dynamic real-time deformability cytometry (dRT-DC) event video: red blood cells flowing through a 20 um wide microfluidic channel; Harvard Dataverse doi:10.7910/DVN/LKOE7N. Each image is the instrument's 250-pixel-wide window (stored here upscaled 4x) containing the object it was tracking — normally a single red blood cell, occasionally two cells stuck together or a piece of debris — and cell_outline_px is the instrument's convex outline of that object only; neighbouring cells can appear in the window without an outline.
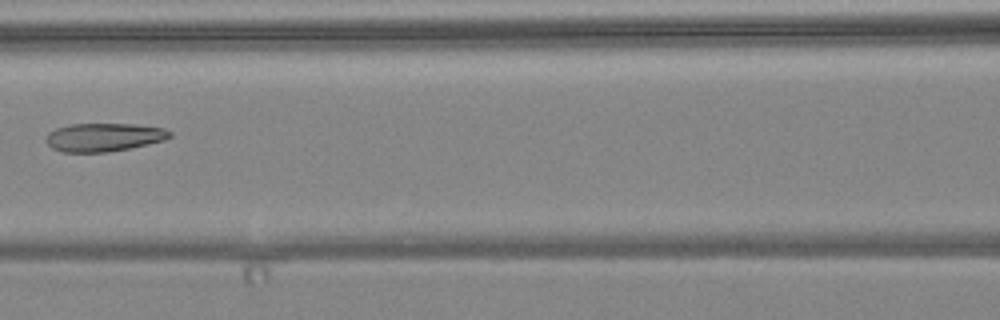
{"species": "common noctule bat (a hibernating species)", "species_latin": "Nyctalus noctula", "temperature_condition": "warm", "stored_images_in_passage": 7, "camera_frame_rate_fps": 3000, "um_per_image_px": 0.085, "animal": {"sex": "female", "body_mass_g": 24.6, "forearm_length_mm": 56.2}, "frame": {"image": 1, "passage_image": 6, "time_ms": 6.0, "image_size_px": [1000, 320], "cell_outline_px": [[172, 136], [164, 140], [148, 144], [108, 152], [64, 152], [52, 148], [44, 140], [48, 132], [56, 128], [68, 124], [136, 124], [164, 128], [172, 132]], "centroid_in_image_um": [8.81, 11.65], "position_along_channel_um": 157.8, "area_um2": 20.52}}
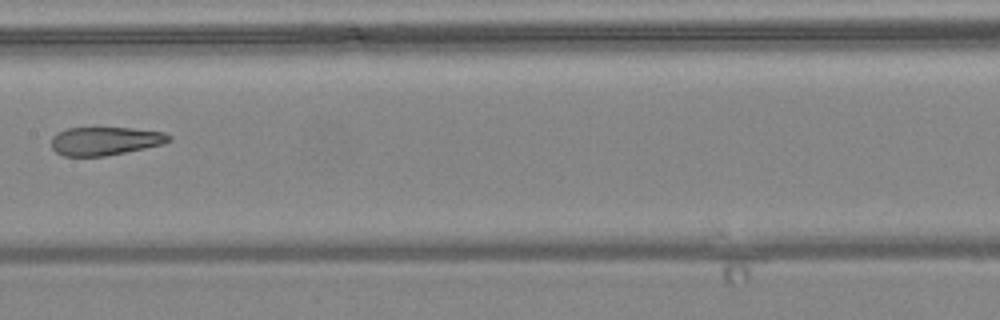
{"frame": {"image": 2, "passage_image": 7, "time_ms": 7.0, "image_size_px": [1000, 320], "cell_outline_px": [[172, 140], [164, 144], [104, 156], [64, 156], [56, 152], [52, 148], [52, 136], [68, 128], [132, 128], [164, 132], [172, 136]], "centroid_in_image_um": [8.97, 11.98], "position_along_channel_um": 198.4, "area_um2": 19.31}}